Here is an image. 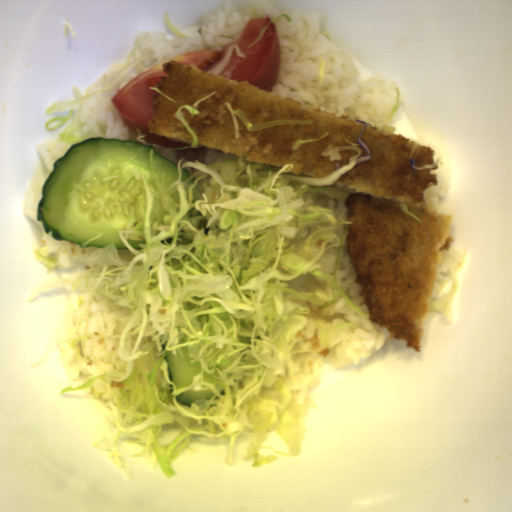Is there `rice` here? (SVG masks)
Instances as JSON below:
<instances>
[{
  "mask_svg": "<svg viewBox=\"0 0 512 512\" xmlns=\"http://www.w3.org/2000/svg\"><path fill=\"white\" fill-rule=\"evenodd\" d=\"M109 95H96L82 100L80 118L87 138L130 140L133 132L120 118Z\"/></svg>",
  "mask_w": 512,
  "mask_h": 512,
  "instance_id": "5",
  "label": "rice"
},
{
  "mask_svg": "<svg viewBox=\"0 0 512 512\" xmlns=\"http://www.w3.org/2000/svg\"><path fill=\"white\" fill-rule=\"evenodd\" d=\"M67 325L57 340L68 379L79 373L91 378L122 365L114 355L126 312L93 293H83L69 302Z\"/></svg>",
  "mask_w": 512,
  "mask_h": 512,
  "instance_id": "3",
  "label": "rice"
},
{
  "mask_svg": "<svg viewBox=\"0 0 512 512\" xmlns=\"http://www.w3.org/2000/svg\"><path fill=\"white\" fill-rule=\"evenodd\" d=\"M155 153L167 158L175 165H177L179 158L186 156L195 161L201 162L206 165H214L225 161H235L240 157L232 156L226 151H221L204 146L196 150H172L164 149L158 145H153Z\"/></svg>",
  "mask_w": 512,
  "mask_h": 512,
  "instance_id": "6",
  "label": "rice"
},
{
  "mask_svg": "<svg viewBox=\"0 0 512 512\" xmlns=\"http://www.w3.org/2000/svg\"><path fill=\"white\" fill-rule=\"evenodd\" d=\"M349 234L341 248V286L353 302L363 307L366 316L353 310L344 298L336 297L326 308L306 303L311 318L301 338L296 359L298 375L293 388L304 398L320 385L323 362L336 368L367 359L386 341V327L370 320L369 307L360 297L358 277L348 250Z\"/></svg>",
  "mask_w": 512,
  "mask_h": 512,
  "instance_id": "2",
  "label": "rice"
},
{
  "mask_svg": "<svg viewBox=\"0 0 512 512\" xmlns=\"http://www.w3.org/2000/svg\"><path fill=\"white\" fill-rule=\"evenodd\" d=\"M438 184L431 185L424 191V199L427 206L432 210L436 208L439 198H442L449 187L450 173L449 168L445 164H438L437 170Z\"/></svg>",
  "mask_w": 512,
  "mask_h": 512,
  "instance_id": "8",
  "label": "rice"
},
{
  "mask_svg": "<svg viewBox=\"0 0 512 512\" xmlns=\"http://www.w3.org/2000/svg\"><path fill=\"white\" fill-rule=\"evenodd\" d=\"M269 15L279 40V73L270 92L381 130L396 109V82L373 75L355 81V61L328 45L317 9L284 8L268 0L229 1L203 14L199 35L168 39L165 32L149 31L139 49L151 53L155 65L196 50L220 52L239 39L249 21Z\"/></svg>",
  "mask_w": 512,
  "mask_h": 512,
  "instance_id": "1",
  "label": "rice"
},
{
  "mask_svg": "<svg viewBox=\"0 0 512 512\" xmlns=\"http://www.w3.org/2000/svg\"><path fill=\"white\" fill-rule=\"evenodd\" d=\"M461 259V252L452 246L439 252L436 278L429 302L439 299L444 291L441 285L452 276Z\"/></svg>",
  "mask_w": 512,
  "mask_h": 512,
  "instance_id": "7",
  "label": "rice"
},
{
  "mask_svg": "<svg viewBox=\"0 0 512 512\" xmlns=\"http://www.w3.org/2000/svg\"><path fill=\"white\" fill-rule=\"evenodd\" d=\"M68 144L58 136L40 141L36 151L41 155L38 167L33 173L23 204V212L40 229L47 254H56L58 264L62 270H68L77 264L79 259L74 258L79 252H88L82 245L64 239L52 237L51 232H45L42 222L38 221L39 201L42 199V190L47 177L53 170L55 161L63 157L70 149Z\"/></svg>",
  "mask_w": 512,
  "mask_h": 512,
  "instance_id": "4",
  "label": "rice"
}]
</instances>
